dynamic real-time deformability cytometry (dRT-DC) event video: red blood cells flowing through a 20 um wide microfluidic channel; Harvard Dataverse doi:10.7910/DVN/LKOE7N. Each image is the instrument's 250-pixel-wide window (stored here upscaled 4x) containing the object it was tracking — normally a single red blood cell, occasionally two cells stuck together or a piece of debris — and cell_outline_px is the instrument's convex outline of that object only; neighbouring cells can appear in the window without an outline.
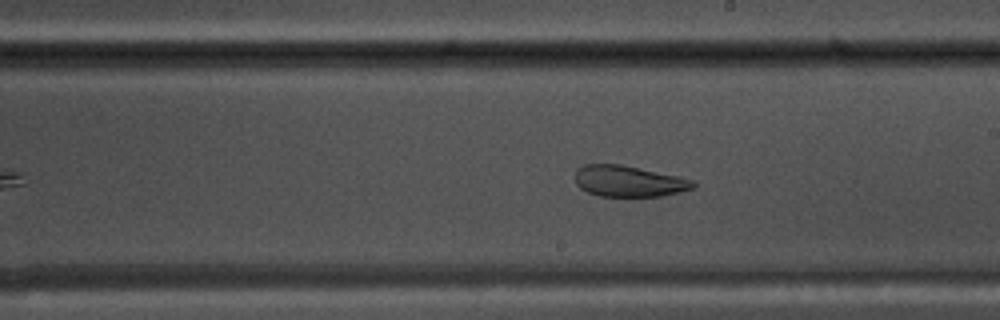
{"species": "common noctule bat (a hibernating species)", "species_latin": "Nyctalus noctula", "temperature_condition": "warm", "stored_images_in_passage": 46, "camera_frame_rate_fps": 3000, "um_per_image_px": 0.085, "animal": {"sex": "male", "body_mass_g": 17.5, "forearm_length_mm": 52.3}, "frame": {"image": 1, "passage_image": 23, "time_ms": 7.333, "image_size_px": [1000, 320], "cell_outline_px": [[696, 188], [680, 192], [660, 196], [600, 196], [588, 192], [580, 188], [576, 184], [576, 168], [584, 164], [620, 164], [640, 168], [696, 180]], "centroid_in_image_um": [53.47, 15.4], "position_along_channel_um": 235.5, "area_um2": 21.5}}
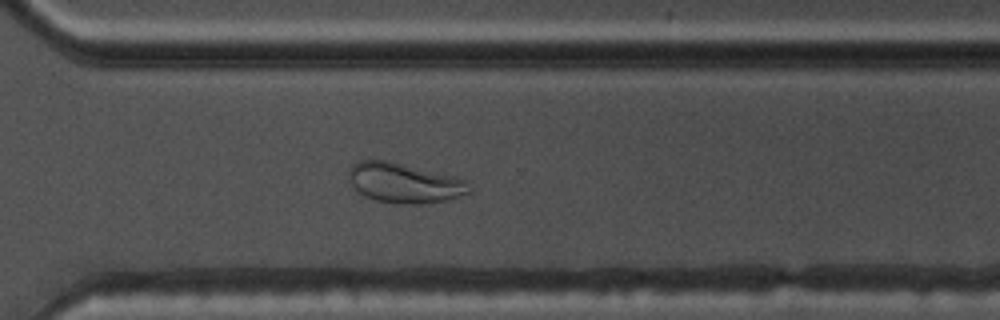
{"frame": {"image": 2, "passage_image": 31, "time_ms": 10.0, "image_size_px": [1000, 320], "cell_outline_px": [[472, 192], [448, 200], [420, 204], [400, 204], [376, 200], [364, 196], [348, 180], [348, 172], [352, 164], [360, 160], [388, 160], [468, 180], [472, 188]], "centroid_in_image_um": [34.39, 15.55], "position_along_channel_um": 336.2, "area_um2": 28.09}}
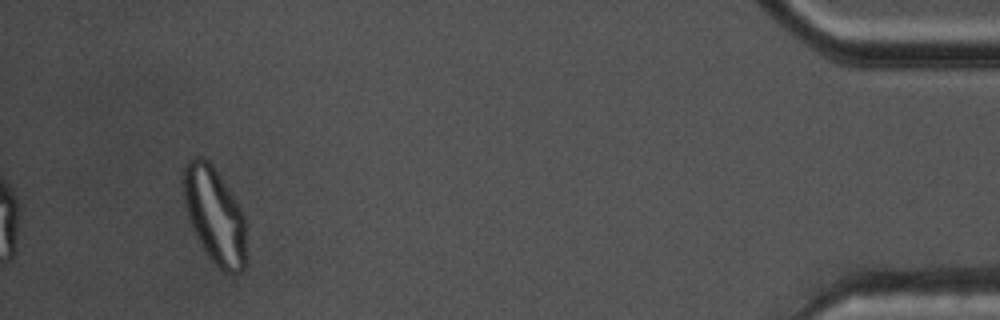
{"frame": {"image": 3, "passage_image": 43, "time_ms": 14.0, "image_size_px": [1000, 320], "cell_outline_px": [[248, 260], [244, 272], [236, 276], [232, 276], [224, 272], [208, 256], [196, 236], [192, 228], [184, 204], [184, 168], [188, 160], [196, 156], [204, 156], [212, 164], [240, 204], [244, 216]], "centroid_in_image_um": [18.31, 18.37], "position_along_channel_um": 416.9, "area_um2": 36.07}, "authors_computed_cell_mechanics": {"area_um2": 28.7844, "velocity_mm_per_s": 3.7715, "shape_relaxation_time_tau1_ms": null, "shape_relaxation_time_tau2_ms": 1.6845, "deformation_change_tau1": null, "deformation_change_tau2": 0.0881}}